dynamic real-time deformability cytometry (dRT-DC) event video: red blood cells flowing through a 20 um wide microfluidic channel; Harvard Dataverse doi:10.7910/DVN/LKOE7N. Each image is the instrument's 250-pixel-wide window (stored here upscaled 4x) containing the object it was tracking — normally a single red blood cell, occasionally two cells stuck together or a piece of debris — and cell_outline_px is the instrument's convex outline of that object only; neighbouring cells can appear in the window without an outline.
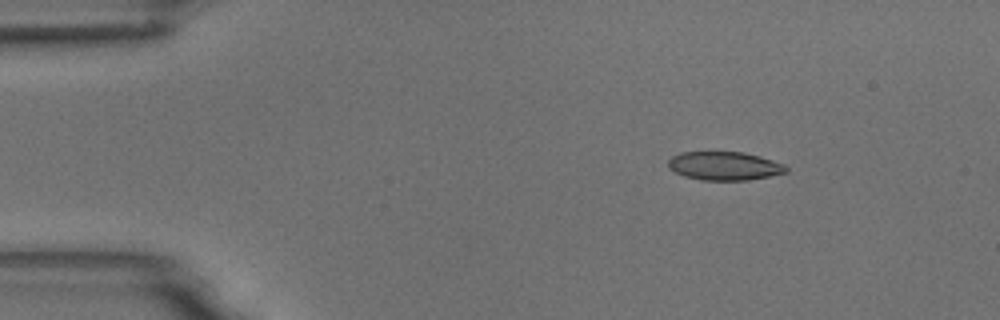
{"species": "common noctule bat (a hibernating species)", "species_latin": "Nyctalus noctula", "temperature_condition": "room temperature", "stored_images_in_passage": 7, "camera_frame_rate_fps": 3000, "um_per_image_px": 0.085, "animal": {"sex": "male", "body_mass_g": 18.8}, "frame": {"image": 1, "passage_image": 1, "time_ms": 0.0, "image_size_px": [1000, 320], "cell_outline_px": [[788, 172], [748, 180], [700, 180], [684, 176], [668, 168], [668, 160], [672, 156], [680, 152], [744, 152], [760, 156], [784, 164], [788, 168]], "centroid_in_image_um": [61.56, 14.1], "position_along_channel_um": 23.4, "area_um2": 19.65}}
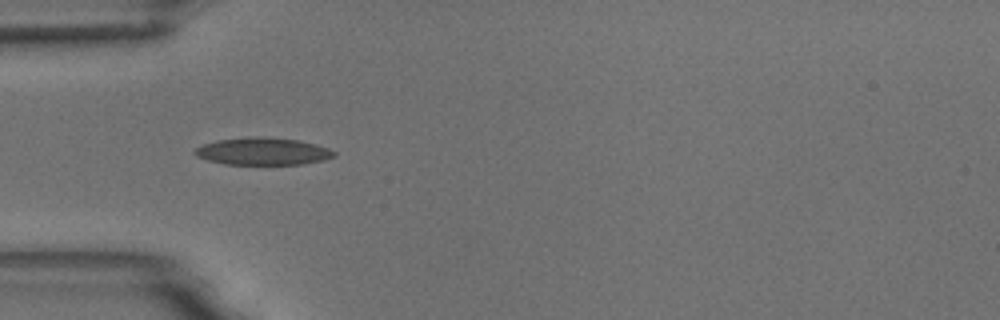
{"frame": {"image": 2, "passage_image": 3, "time_ms": 3.0, "image_size_px": [1000, 320], "cell_outline_px": [[336, 156], [324, 160], [304, 164], [224, 164], [208, 160], [196, 156], [192, 152], [196, 148], [204, 144], [216, 140], [256, 136], [260, 136], [300, 140], [328, 148], [336, 152]], "centroid_in_image_um": [22.35, 12.86], "position_along_channel_um": 62.7, "area_um2": 22.2}}
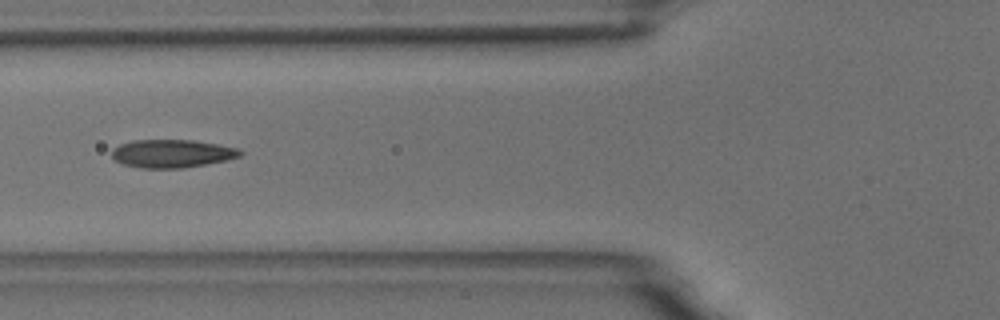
{"frame": {"image": 3, "passage_image": 4, "time_ms": 4.333, "image_size_px": [1000, 320], "cell_outline_px": [[244, 152], [240, 156], [228, 160], [184, 168], [140, 168], [124, 164], [116, 160], [112, 156], [112, 148], [120, 144], [132, 140], [192, 140], [240, 148]], "centroid_in_image_um": [14.64, 13.05], "position_along_channel_um": 111.2, "area_um2": 21.1}}